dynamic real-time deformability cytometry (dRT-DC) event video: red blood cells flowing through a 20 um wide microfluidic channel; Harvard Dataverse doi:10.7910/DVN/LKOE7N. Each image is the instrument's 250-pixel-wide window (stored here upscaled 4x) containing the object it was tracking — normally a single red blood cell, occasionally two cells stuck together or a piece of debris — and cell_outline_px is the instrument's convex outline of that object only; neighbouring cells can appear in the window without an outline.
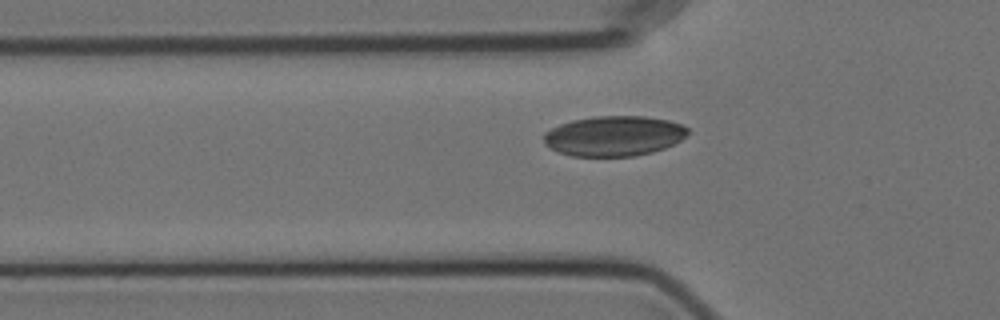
{"species": "Egyptian fruit bat (a non-hibernating species)", "species_latin": "Rousettus aegyptiacus", "temperature_condition": "cold", "stored_images_in_passage": 38, "camera_frame_rate_fps": 3000, "um_per_image_px": 0.085, "animal": {"sex": "female"}, "frame": {"image": 1, "passage_image": 6, "time_ms": 1.667, "image_size_px": [1000, 320], "cell_outline_px": [[688, 132], [680, 140], [664, 148], [652, 152], [636, 156], [572, 156], [548, 148], [544, 144], [544, 132], [560, 124], [572, 120], [592, 116], [644, 116], [668, 120], [680, 124], [688, 128]], "centroid_in_image_um": [52.15, 11.55], "position_along_channel_um": 73.7, "area_um2": 33.7}}
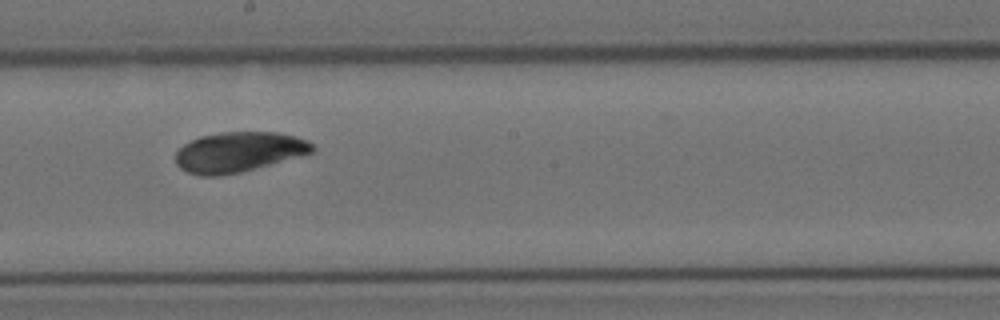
{"frame": {"image": 2, "passage_image": 19, "time_ms": 6.0, "image_size_px": [1000, 320], "cell_outline_px": [[316, 148], [312, 152], [304, 156], [240, 172], [220, 176], [200, 176], [188, 172], [180, 168], [176, 164], [176, 152], [184, 144], [200, 136], [224, 132], [276, 132], [296, 136], [308, 140]], "centroid_in_image_um": [20.32, 12.92], "position_along_channel_um": 227.9, "area_um2": 32.14}}
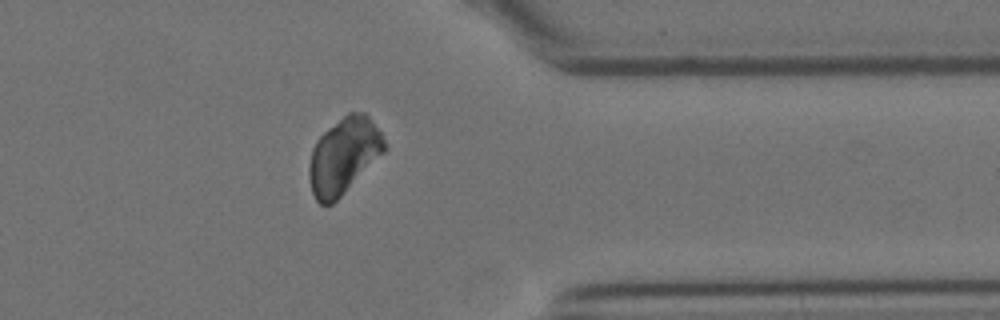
{"frame": {"image": 3, "passage_image": 33, "time_ms": 10.667, "image_size_px": [1000, 320], "cell_outline_px": [[388, 148], [332, 204], [320, 204], [316, 200], [312, 192], [308, 176], [308, 168], [312, 148], [316, 140], [328, 128], [348, 112], [364, 112], [368, 116], [380, 132]], "centroid_in_image_um": [29.19, 13.23], "position_along_channel_um": 382.2, "area_um2": 32.95}}